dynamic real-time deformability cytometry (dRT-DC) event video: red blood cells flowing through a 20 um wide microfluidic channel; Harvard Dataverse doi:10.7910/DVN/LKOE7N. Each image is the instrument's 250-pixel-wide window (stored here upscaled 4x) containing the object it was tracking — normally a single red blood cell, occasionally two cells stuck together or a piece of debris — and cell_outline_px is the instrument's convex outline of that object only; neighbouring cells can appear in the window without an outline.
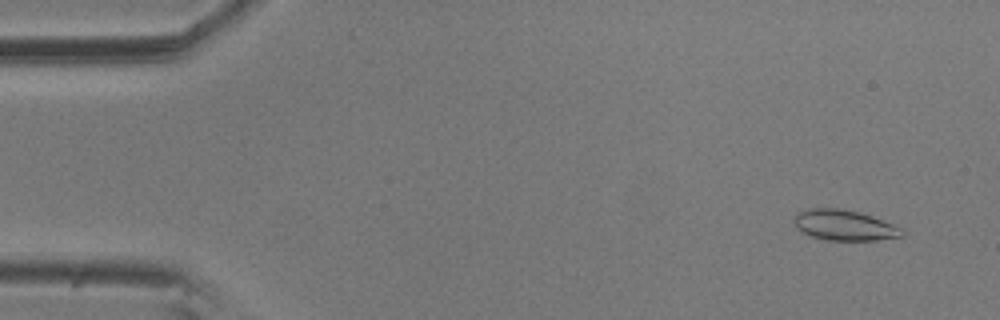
{"species": "common noctule bat (a hibernating species)", "species_latin": "Nyctalus noctula", "temperature_condition": "room temperature", "stored_images_in_passage": 4, "camera_frame_rate_fps": 3000, "um_per_image_px": 0.085, "animal": {"sex": "male", "body_mass_g": 20.5, "forearm_length_mm": 52.5}, "frame": {"image": 1, "passage_image": 1, "time_ms": 0.0, "image_size_px": [1000, 320], "cell_outline_px": [[904, 236], [876, 240], [828, 240], [812, 236], [796, 228], [792, 220], [800, 212], [808, 208], [844, 208], [860, 212], [872, 216], [892, 224], [900, 228], [904, 232]], "centroid_in_image_um": [71.76, 19.13], "position_along_channel_um": 13.2, "area_um2": 19.13}}